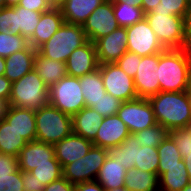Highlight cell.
Instances as JSON below:
<instances>
[{"mask_svg": "<svg viewBox=\"0 0 191 191\" xmlns=\"http://www.w3.org/2000/svg\"><path fill=\"white\" fill-rule=\"evenodd\" d=\"M190 71V49H165L158 53V80L161 92L187 91Z\"/></svg>", "mask_w": 191, "mask_h": 191, "instance_id": "obj_1", "label": "cell"}, {"mask_svg": "<svg viewBox=\"0 0 191 191\" xmlns=\"http://www.w3.org/2000/svg\"><path fill=\"white\" fill-rule=\"evenodd\" d=\"M148 100L152 105L157 124L162 125L168 131L189 125L191 106L187 91H160Z\"/></svg>", "mask_w": 191, "mask_h": 191, "instance_id": "obj_2", "label": "cell"}, {"mask_svg": "<svg viewBox=\"0 0 191 191\" xmlns=\"http://www.w3.org/2000/svg\"><path fill=\"white\" fill-rule=\"evenodd\" d=\"M49 87L33 69L12 83L9 106L38 110L49 103Z\"/></svg>", "mask_w": 191, "mask_h": 191, "instance_id": "obj_3", "label": "cell"}, {"mask_svg": "<svg viewBox=\"0 0 191 191\" xmlns=\"http://www.w3.org/2000/svg\"><path fill=\"white\" fill-rule=\"evenodd\" d=\"M87 41L82 25L64 22L37 51L46 58L66 63L70 54Z\"/></svg>", "mask_w": 191, "mask_h": 191, "instance_id": "obj_4", "label": "cell"}, {"mask_svg": "<svg viewBox=\"0 0 191 191\" xmlns=\"http://www.w3.org/2000/svg\"><path fill=\"white\" fill-rule=\"evenodd\" d=\"M36 141L54 145L72 133V116L49 103L35 110Z\"/></svg>", "mask_w": 191, "mask_h": 191, "instance_id": "obj_5", "label": "cell"}, {"mask_svg": "<svg viewBox=\"0 0 191 191\" xmlns=\"http://www.w3.org/2000/svg\"><path fill=\"white\" fill-rule=\"evenodd\" d=\"M145 18L165 49L185 48L184 17L148 12Z\"/></svg>", "mask_w": 191, "mask_h": 191, "instance_id": "obj_6", "label": "cell"}, {"mask_svg": "<svg viewBox=\"0 0 191 191\" xmlns=\"http://www.w3.org/2000/svg\"><path fill=\"white\" fill-rule=\"evenodd\" d=\"M49 104L70 116L85 107L79 78L66 75L49 87Z\"/></svg>", "mask_w": 191, "mask_h": 191, "instance_id": "obj_7", "label": "cell"}, {"mask_svg": "<svg viewBox=\"0 0 191 191\" xmlns=\"http://www.w3.org/2000/svg\"><path fill=\"white\" fill-rule=\"evenodd\" d=\"M108 155L107 149L93 145L85 156L62 168L63 177L74 185L95 181Z\"/></svg>", "mask_w": 191, "mask_h": 191, "instance_id": "obj_8", "label": "cell"}, {"mask_svg": "<svg viewBox=\"0 0 191 191\" xmlns=\"http://www.w3.org/2000/svg\"><path fill=\"white\" fill-rule=\"evenodd\" d=\"M117 116L127 125L130 134L157 124L152 105L144 98L122 102Z\"/></svg>", "mask_w": 191, "mask_h": 191, "instance_id": "obj_9", "label": "cell"}, {"mask_svg": "<svg viewBox=\"0 0 191 191\" xmlns=\"http://www.w3.org/2000/svg\"><path fill=\"white\" fill-rule=\"evenodd\" d=\"M99 68L106 93L113 95L121 102L138 98L134 79L127 75L117 63L99 64Z\"/></svg>", "mask_w": 191, "mask_h": 191, "instance_id": "obj_10", "label": "cell"}, {"mask_svg": "<svg viewBox=\"0 0 191 191\" xmlns=\"http://www.w3.org/2000/svg\"><path fill=\"white\" fill-rule=\"evenodd\" d=\"M128 43L127 51L138 56H148L165 50L148 21L144 17L132 26L126 27Z\"/></svg>", "mask_w": 191, "mask_h": 191, "instance_id": "obj_11", "label": "cell"}, {"mask_svg": "<svg viewBox=\"0 0 191 191\" xmlns=\"http://www.w3.org/2000/svg\"><path fill=\"white\" fill-rule=\"evenodd\" d=\"M88 40L93 43L119 28L111 0H105L98 6L82 25Z\"/></svg>", "mask_w": 191, "mask_h": 191, "instance_id": "obj_12", "label": "cell"}, {"mask_svg": "<svg viewBox=\"0 0 191 191\" xmlns=\"http://www.w3.org/2000/svg\"><path fill=\"white\" fill-rule=\"evenodd\" d=\"M133 79L134 87L139 98L149 99L160 92L158 53L141 57Z\"/></svg>", "mask_w": 191, "mask_h": 191, "instance_id": "obj_13", "label": "cell"}, {"mask_svg": "<svg viewBox=\"0 0 191 191\" xmlns=\"http://www.w3.org/2000/svg\"><path fill=\"white\" fill-rule=\"evenodd\" d=\"M126 27H119L94 42L99 64L115 63L127 52Z\"/></svg>", "mask_w": 191, "mask_h": 191, "instance_id": "obj_14", "label": "cell"}, {"mask_svg": "<svg viewBox=\"0 0 191 191\" xmlns=\"http://www.w3.org/2000/svg\"><path fill=\"white\" fill-rule=\"evenodd\" d=\"M69 76L82 77L99 68L95 44L88 40L75 49L66 61Z\"/></svg>", "mask_w": 191, "mask_h": 191, "instance_id": "obj_15", "label": "cell"}, {"mask_svg": "<svg viewBox=\"0 0 191 191\" xmlns=\"http://www.w3.org/2000/svg\"><path fill=\"white\" fill-rule=\"evenodd\" d=\"M130 134L127 125L116 115L103 118L93 141L94 146L109 150L120 145Z\"/></svg>", "mask_w": 191, "mask_h": 191, "instance_id": "obj_16", "label": "cell"}, {"mask_svg": "<svg viewBox=\"0 0 191 191\" xmlns=\"http://www.w3.org/2000/svg\"><path fill=\"white\" fill-rule=\"evenodd\" d=\"M54 156L53 145L36 140L27 142L17 157L19 169L29 172L38 165L51 164Z\"/></svg>", "mask_w": 191, "mask_h": 191, "instance_id": "obj_17", "label": "cell"}, {"mask_svg": "<svg viewBox=\"0 0 191 191\" xmlns=\"http://www.w3.org/2000/svg\"><path fill=\"white\" fill-rule=\"evenodd\" d=\"M53 146L55 157L63 168L65 165L85 156L93 146V142L71 133Z\"/></svg>", "mask_w": 191, "mask_h": 191, "instance_id": "obj_18", "label": "cell"}, {"mask_svg": "<svg viewBox=\"0 0 191 191\" xmlns=\"http://www.w3.org/2000/svg\"><path fill=\"white\" fill-rule=\"evenodd\" d=\"M3 118L27 142L36 140L35 110L7 105Z\"/></svg>", "mask_w": 191, "mask_h": 191, "instance_id": "obj_19", "label": "cell"}, {"mask_svg": "<svg viewBox=\"0 0 191 191\" xmlns=\"http://www.w3.org/2000/svg\"><path fill=\"white\" fill-rule=\"evenodd\" d=\"M64 22L60 8H51L41 13L39 23L29 40V45L37 50L53 36Z\"/></svg>", "mask_w": 191, "mask_h": 191, "instance_id": "obj_20", "label": "cell"}, {"mask_svg": "<svg viewBox=\"0 0 191 191\" xmlns=\"http://www.w3.org/2000/svg\"><path fill=\"white\" fill-rule=\"evenodd\" d=\"M40 16L41 12L32 11L19 5L10 7L9 32L13 35H21L29 41L39 23Z\"/></svg>", "mask_w": 191, "mask_h": 191, "instance_id": "obj_21", "label": "cell"}, {"mask_svg": "<svg viewBox=\"0 0 191 191\" xmlns=\"http://www.w3.org/2000/svg\"><path fill=\"white\" fill-rule=\"evenodd\" d=\"M36 52L37 50L29 45L26 49L5 58L4 76L13 83L31 72L34 68Z\"/></svg>", "mask_w": 191, "mask_h": 191, "instance_id": "obj_22", "label": "cell"}, {"mask_svg": "<svg viewBox=\"0 0 191 191\" xmlns=\"http://www.w3.org/2000/svg\"><path fill=\"white\" fill-rule=\"evenodd\" d=\"M104 117L91 107H84L72 116V133L93 142Z\"/></svg>", "mask_w": 191, "mask_h": 191, "instance_id": "obj_23", "label": "cell"}, {"mask_svg": "<svg viewBox=\"0 0 191 191\" xmlns=\"http://www.w3.org/2000/svg\"><path fill=\"white\" fill-rule=\"evenodd\" d=\"M105 0H66L60 7L66 23L79 24L87 20L89 15Z\"/></svg>", "mask_w": 191, "mask_h": 191, "instance_id": "obj_24", "label": "cell"}, {"mask_svg": "<svg viewBox=\"0 0 191 191\" xmlns=\"http://www.w3.org/2000/svg\"><path fill=\"white\" fill-rule=\"evenodd\" d=\"M33 69L48 87L68 75L66 63L46 58L38 51L35 55Z\"/></svg>", "mask_w": 191, "mask_h": 191, "instance_id": "obj_25", "label": "cell"}, {"mask_svg": "<svg viewBox=\"0 0 191 191\" xmlns=\"http://www.w3.org/2000/svg\"><path fill=\"white\" fill-rule=\"evenodd\" d=\"M159 191H181L191 183L184 160L182 166L158 167Z\"/></svg>", "mask_w": 191, "mask_h": 191, "instance_id": "obj_26", "label": "cell"}, {"mask_svg": "<svg viewBox=\"0 0 191 191\" xmlns=\"http://www.w3.org/2000/svg\"><path fill=\"white\" fill-rule=\"evenodd\" d=\"M126 168L119 161L107 156L100 168L95 181L100 183L106 190L123 187L125 184Z\"/></svg>", "mask_w": 191, "mask_h": 191, "instance_id": "obj_27", "label": "cell"}, {"mask_svg": "<svg viewBox=\"0 0 191 191\" xmlns=\"http://www.w3.org/2000/svg\"><path fill=\"white\" fill-rule=\"evenodd\" d=\"M79 82L86 107L92 108L106 94L100 68L79 77Z\"/></svg>", "mask_w": 191, "mask_h": 191, "instance_id": "obj_28", "label": "cell"}, {"mask_svg": "<svg viewBox=\"0 0 191 191\" xmlns=\"http://www.w3.org/2000/svg\"><path fill=\"white\" fill-rule=\"evenodd\" d=\"M124 178V187L129 191H159V176L156 173L130 168Z\"/></svg>", "mask_w": 191, "mask_h": 191, "instance_id": "obj_29", "label": "cell"}, {"mask_svg": "<svg viewBox=\"0 0 191 191\" xmlns=\"http://www.w3.org/2000/svg\"><path fill=\"white\" fill-rule=\"evenodd\" d=\"M27 141L4 118L0 120V153L18 157Z\"/></svg>", "mask_w": 191, "mask_h": 191, "instance_id": "obj_30", "label": "cell"}, {"mask_svg": "<svg viewBox=\"0 0 191 191\" xmlns=\"http://www.w3.org/2000/svg\"><path fill=\"white\" fill-rule=\"evenodd\" d=\"M137 145L138 141L135 134H129L124 141L108 150L109 155L114 159L119 161L126 170L134 168L135 161H137Z\"/></svg>", "mask_w": 191, "mask_h": 191, "instance_id": "obj_31", "label": "cell"}, {"mask_svg": "<svg viewBox=\"0 0 191 191\" xmlns=\"http://www.w3.org/2000/svg\"><path fill=\"white\" fill-rule=\"evenodd\" d=\"M158 167L182 166V157L173 139L168 135L157 147Z\"/></svg>", "mask_w": 191, "mask_h": 191, "instance_id": "obj_32", "label": "cell"}, {"mask_svg": "<svg viewBox=\"0 0 191 191\" xmlns=\"http://www.w3.org/2000/svg\"><path fill=\"white\" fill-rule=\"evenodd\" d=\"M113 11L120 27L132 26L145 17L142 8L126 3H113Z\"/></svg>", "mask_w": 191, "mask_h": 191, "instance_id": "obj_33", "label": "cell"}, {"mask_svg": "<svg viewBox=\"0 0 191 191\" xmlns=\"http://www.w3.org/2000/svg\"><path fill=\"white\" fill-rule=\"evenodd\" d=\"M159 154L157 148L137 145V161L134 168L158 174Z\"/></svg>", "mask_w": 191, "mask_h": 191, "instance_id": "obj_34", "label": "cell"}, {"mask_svg": "<svg viewBox=\"0 0 191 191\" xmlns=\"http://www.w3.org/2000/svg\"><path fill=\"white\" fill-rule=\"evenodd\" d=\"M139 146L157 148L169 135V131L160 124L148 127L135 133Z\"/></svg>", "mask_w": 191, "mask_h": 191, "instance_id": "obj_35", "label": "cell"}, {"mask_svg": "<svg viewBox=\"0 0 191 191\" xmlns=\"http://www.w3.org/2000/svg\"><path fill=\"white\" fill-rule=\"evenodd\" d=\"M29 172L45 186L63 177L62 166L55 156L51 159V164L38 165Z\"/></svg>", "mask_w": 191, "mask_h": 191, "instance_id": "obj_36", "label": "cell"}, {"mask_svg": "<svg viewBox=\"0 0 191 191\" xmlns=\"http://www.w3.org/2000/svg\"><path fill=\"white\" fill-rule=\"evenodd\" d=\"M29 46V41L21 35L0 32V56L7 58L15 52L22 51Z\"/></svg>", "mask_w": 191, "mask_h": 191, "instance_id": "obj_37", "label": "cell"}, {"mask_svg": "<svg viewBox=\"0 0 191 191\" xmlns=\"http://www.w3.org/2000/svg\"><path fill=\"white\" fill-rule=\"evenodd\" d=\"M190 4L191 0H160L152 13H169V15L184 17Z\"/></svg>", "mask_w": 191, "mask_h": 191, "instance_id": "obj_38", "label": "cell"}, {"mask_svg": "<svg viewBox=\"0 0 191 191\" xmlns=\"http://www.w3.org/2000/svg\"><path fill=\"white\" fill-rule=\"evenodd\" d=\"M169 136L175 142L181 157L191 153V127L175 128L169 131Z\"/></svg>", "mask_w": 191, "mask_h": 191, "instance_id": "obj_39", "label": "cell"}, {"mask_svg": "<svg viewBox=\"0 0 191 191\" xmlns=\"http://www.w3.org/2000/svg\"><path fill=\"white\" fill-rule=\"evenodd\" d=\"M121 104L122 102L120 100L106 93L92 108L105 118L107 116L116 115Z\"/></svg>", "mask_w": 191, "mask_h": 191, "instance_id": "obj_40", "label": "cell"}, {"mask_svg": "<svg viewBox=\"0 0 191 191\" xmlns=\"http://www.w3.org/2000/svg\"><path fill=\"white\" fill-rule=\"evenodd\" d=\"M0 191H24L22 171L0 175Z\"/></svg>", "mask_w": 191, "mask_h": 191, "instance_id": "obj_41", "label": "cell"}, {"mask_svg": "<svg viewBox=\"0 0 191 191\" xmlns=\"http://www.w3.org/2000/svg\"><path fill=\"white\" fill-rule=\"evenodd\" d=\"M141 61V56L136 53L127 51L115 63L130 77L134 78L137 72L138 63Z\"/></svg>", "mask_w": 191, "mask_h": 191, "instance_id": "obj_42", "label": "cell"}, {"mask_svg": "<svg viewBox=\"0 0 191 191\" xmlns=\"http://www.w3.org/2000/svg\"><path fill=\"white\" fill-rule=\"evenodd\" d=\"M18 170L17 157L0 153V175L16 173Z\"/></svg>", "mask_w": 191, "mask_h": 191, "instance_id": "obj_43", "label": "cell"}, {"mask_svg": "<svg viewBox=\"0 0 191 191\" xmlns=\"http://www.w3.org/2000/svg\"><path fill=\"white\" fill-rule=\"evenodd\" d=\"M22 183L24 191H43L45 188V185L30 172L22 171Z\"/></svg>", "mask_w": 191, "mask_h": 191, "instance_id": "obj_44", "label": "cell"}, {"mask_svg": "<svg viewBox=\"0 0 191 191\" xmlns=\"http://www.w3.org/2000/svg\"><path fill=\"white\" fill-rule=\"evenodd\" d=\"M19 6L36 12H46L51 9L47 0H20Z\"/></svg>", "mask_w": 191, "mask_h": 191, "instance_id": "obj_45", "label": "cell"}, {"mask_svg": "<svg viewBox=\"0 0 191 191\" xmlns=\"http://www.w3.org/2000/svg\"><path fill=\"white\" fill-rule=\"evenodd\" d=\"M75 185L69 182L66 178L61 177L58 180L46 185L43 191H74Z\"/></svg>", "mask_w": 191, "mask_h": 191, "instance_id": "obj_46", "label": "cell"}, {"mask_svg": "<svg viewBox=\"0 0 191 191\" xmlns=\"http://www.w3.org/2000/svg\"><path fill=\"white\" fill-rule=\"evenodd\" d=\"M185 48L191 49V4L184 16Z\"/></svg>", "mask_w": 191, "mask_h": 191, "instance_id": "obj_47", "label": "cell"}, {"mask_svg": "<svg viewBox=\"0 0 191 191\" xmlns=\"http://www.w3.org/2000/svg\"><path fill=\"white\" fill-rule=\"evenodd\" d=\"M11 87L12 82L4 75L0 76V99L5 101L7 104L11 94Z\"/></svg>", "mask_w": 191, "mask_h": 191, "instance_id": "obj_48", "label": "cell"}, {"mask_svg": "<svg viewBox=\"0 0 191 191\" xmlns=\"http://www.w3.org/2000/svg\"><path fill=\"white\" fill-rule=\"evenodd\" d=\"M10 7L0 8V32L9 33L10 28Z\"/></svg>", "mask_w": 191, "mask_h": 191, "instance_id": "obj_49", "label": "cell"}, {"mask_svg": "<svg viewBox=\"0 0 191 191\" xmlns=\"http://www.w3.org/2000/svg\"><path fill=\"white\" fill-rule=\"evenodd\" d=\"M74 191H106V189L100 183L90 181L76 184Z\"/></svg>", "mask_w": 191, "mask_h": 191, "instance_id": "obj_50", "label": "cell"}, {"mask_svg": "<svg viewBox=\"0 0 191 191\" xmlns=\"http://www.w3.org/2000/svg\"><path fill=\"white\" fill-rule=\"evenodd\" d=\"M160 3V0H142V10L144 14L152 12L155 7Z\"/></svg>", "mask_w": 191, "mask_h": 191, "instance_id": "obj_51", "label": "cell"}, {"mask_svg": "<svg viewBox=\"0 0 191 191\" xmlns=\"http://www.w3.org/2000/svg\"><path fill=\"white\" fill-rule=\"evenodd\" d=\"M112 3H126L135 7H142V0H111Z\"/></svg>", "mask_w": 191, "mask_h": 191, "instance_id": "obj_52", "label": "cell"}, {"mask_svg": "<svg viewBox=\"0 0 191 191\" xmlns=\"http://www.w3.org/2000/svg\"><path fill=\"white\" fill-rule=\"evenodd\" d=\"M182 159L184 160L186 170L188 172V175L191 181V153H185Z\"/></svg>", "mask_w": 191, "mask_h": 191, "instance_id": "obj_53", "label": "cell"}, {"mask_svg": "<svg viewBox=\"0 0 191 191\" xmlns=\"http://www.w3.org/2000/svg\"><path fill=\"white\" fill-rule=\"evenodd\" d=\"M51 8H60L66 0H47Z\"/></svg>", "mask_w": 191, "mask_h": 191, "instance_id": "obj_54", "label": "cell"}, {"mask_svg": "<svg viewBox=\"0 0 191 191\" xmlns=\"http://www.w3.org/2000/svg\"><path fill=\"white\" fill-rule=\"evenodd\" d=\"M6 107L7 103L0 99V120L3 118L5 114Z\"/></svg>", "mask_w": 191, "mask_h": 191, "instance_id": "obj_55", "label": "cell"}, {"mask_svg": "<svg viewBox=\"0 0 191 191\" xmlns=\"http://www.w3.org/2000/svg\"><path fill=\"white\" fill-rule=\"evenodd\" d=\"M20 3V0H5V6L14 7Z\"/></svg>", "mask_w": 191, "mask_h": 191, "instance_id": "obj_56", "label": "cell"}, {"mask_svg": "<svg viewBox=\"0 0 191 191\" xmlns=\"http://www.w3.org/2000/svg\"><path fill=\"white\" fill-rule=\"evenodd\" d=\"M5 72V58L0 56V76H3Z\"/></svg>", "mask_w": 191, "mask_h": 191, "instance_id": "obj_57", "label": "cell"}, {"mask_svg": "<svg viewBox=\"0 0 191 191\" xmlns=\"http://www.w3.org/2000/svg\"><path fill=\"white\" fill-rule=\"evenodd\" d=\"M106 191H129L127 190L124 186L123 187H117L111 190H106Z\"/></svg>", "mask_w": 191, "mask_h": 191, "instance_id": "obj_58", "label": "cell"}, {"mask_svg": "<svg viewBox=\"0 0 191 191\" xmlns=\"http://www.w3.org/2000/svg\"><path fill=\"white\" fill-rule=\"evenodd\" d=\"M181 191H191V183L185 186Z\"/></svg>", "mask_w": 191, "mask_h": 191, "instance_id": "obj_59", "label": "cell"}, {"mask_svg": "<svg viewBox=\"0 0 191 191\" xmlns=\"http://www.w3.org/2000/svg\"><path fill=\"white\" fill-rule=\"evenodd\" d=\"M5 7V0H0V8Z\"/></svg>", "mask_w": 191, "mask_h": 191, "instance_id": "obj_60", "label": "cell"}, {"mask_svg": "<svg viewBox=\"0 0 191 191\" xmlns=\"http://www.w3.org/2000/svg\"><path fill=\"white\" fill-rule=\"evenodd\" d=\"M187 92H188V97H189L190 106H191V90H187Z\"/></svg>", "mask_w": 191, "mask_h": 191, "instance_id": "obj_61", "label": "cell"}, {"mask_svg": "<svg viewBox=\"0 0 191 191\" xmlns=\"http://www.w3.org/2000/svg\"><path fill=\"white\" fill-rule=\"evenodd\" d=\"M188 90H191V71H190L189 89Z\"/></svg>", "mask_w": 191, "mask_h": 191, "instance_id": "obj_62", "label": "cell"}]
</instances>
